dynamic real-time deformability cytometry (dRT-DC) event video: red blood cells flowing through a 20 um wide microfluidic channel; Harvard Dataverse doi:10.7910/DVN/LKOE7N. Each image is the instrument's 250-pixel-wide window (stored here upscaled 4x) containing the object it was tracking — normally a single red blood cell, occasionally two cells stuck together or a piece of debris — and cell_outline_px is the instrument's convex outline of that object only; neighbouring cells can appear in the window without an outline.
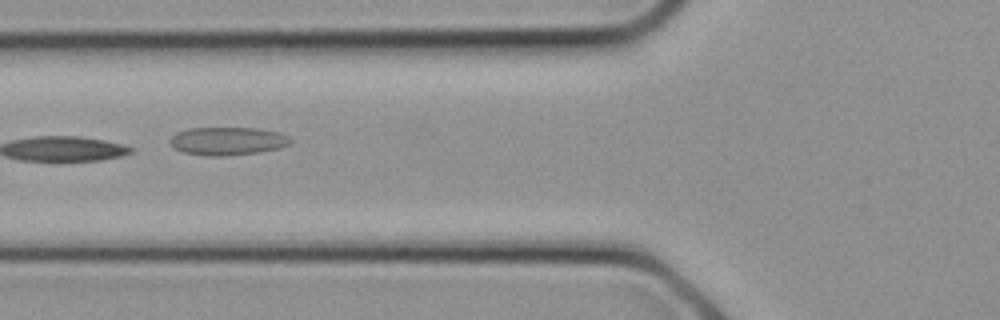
{"species": "common noctule bat (a hibernating species)", "species_latin": "Nyctalus noctula", "temperature_condition": "cold", "stored_images_in_passage": 18, "camera_frame_rate_fps": 3000, "um_per_image_px": 0.085, "animal": {"sex": "female", "body_mass_g": 21.9}, "frame": {"image": 1, "passage_image": 3, "time_ms": 0.667, "image_size_px": [1000, 320], "cell_outline_px": [[292, 140], [288, 144], [280, 148], [260, 152], [224, 156], [208, 156], [184, 152], [176, 148], [168, 140], [176, 132], [188, 128], [256, 128], [280, 132], [288, 136]], "centroid_in_image_um": [19.36, 11.98], "position_along_channel_um": 106.4, "area_um2": 19.71}}
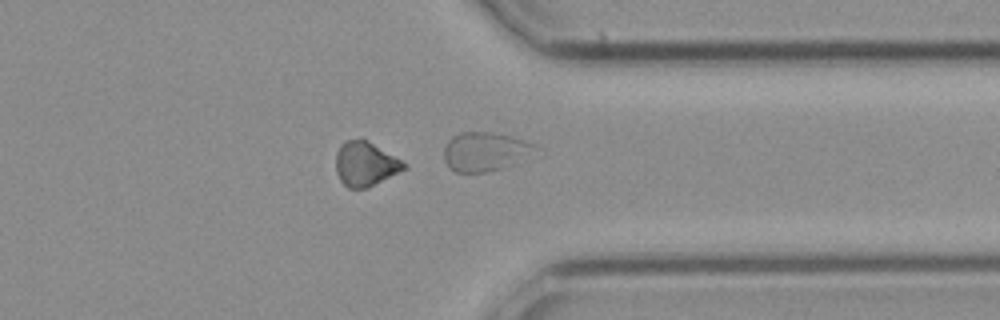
{"frame": {"image": 2, "passage_image": 13, "time_ms": 4.0, "image_size_px": [1000, 320], "cell_outline_px": [[408, 168], [368, 188], [348, 188], [340, 180], [336, 172], [336, 152], [340, 144], [344, 140], [360, 136], [368, 140], [408, 164]], "centroid_in_image_um": [31.05, 13.9], "position_along_channel_um": 380.3, "area_um2": 18.09}}